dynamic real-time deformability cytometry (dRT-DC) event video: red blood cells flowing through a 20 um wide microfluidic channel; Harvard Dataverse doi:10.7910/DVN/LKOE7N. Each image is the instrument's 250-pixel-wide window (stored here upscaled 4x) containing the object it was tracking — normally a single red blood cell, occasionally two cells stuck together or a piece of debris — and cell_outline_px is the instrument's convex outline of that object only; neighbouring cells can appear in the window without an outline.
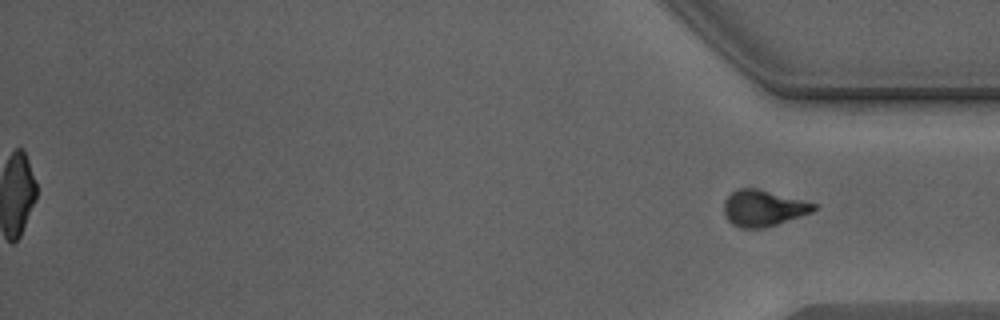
{"species": "Egyptian fruit bat (a non-hibernating species)", "species_latin": "Rousettus aegyptiacus", "temperature_condition": "warm", "stored_images_in_passage": 40, "segment_of_instrument_passage": [2, 2], "camera_frame_rate_fps": 3000, "um_per_image_px": 0.085, "animal": {"sex": "male"}, "frame": {"image": 1, "passage_image": 40, "time_ms": 13.0, "image_size_px": [1000, 320], "cell_outline_px": [[816, 208], [812, 212], [764, 228], [740, 228], [732, 224], [728, 220], [724, 212], [724, 200], [736, 188], [756, 188], [816, 204]], "centroid_in_image_um": [64.83, 17.69], "position_along_channel_um": 370.4, "area_um2": 18.67}}